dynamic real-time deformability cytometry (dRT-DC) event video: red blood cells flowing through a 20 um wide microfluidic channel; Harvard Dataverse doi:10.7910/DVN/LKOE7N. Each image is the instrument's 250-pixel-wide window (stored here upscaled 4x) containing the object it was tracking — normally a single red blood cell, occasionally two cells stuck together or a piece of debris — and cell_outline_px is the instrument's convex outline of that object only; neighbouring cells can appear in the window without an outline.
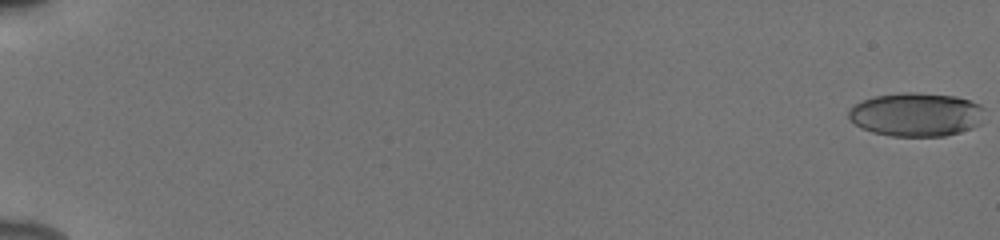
{"species": "human", "species_latin": "Homo sapiens", "temperature_condition": "cold", "stored_images_in_passage": 48, "camera_frame_rate_fps": 3000, "um_per_image_px": 0.085, "donor": {"sex": "male"}, "frame": {"image": 1, "passage_image": 1, "time_ms": 0.0, "image_size_px": [1000, 240], "cell_outline_px": [[984, 108], [980, 124], [972, 128], [960, 132], [944, 136], [892, 136], [872, 132], [860, 128], [848, 116], [848, 108], [864, 100], [876, 96], [904, 92], [916, 92], [956, 96], [980, 104]], "centroid_in_image_um": [77.88, 9.73], "position_along_channel_um": 7.1, "area_um2": 34.62}}